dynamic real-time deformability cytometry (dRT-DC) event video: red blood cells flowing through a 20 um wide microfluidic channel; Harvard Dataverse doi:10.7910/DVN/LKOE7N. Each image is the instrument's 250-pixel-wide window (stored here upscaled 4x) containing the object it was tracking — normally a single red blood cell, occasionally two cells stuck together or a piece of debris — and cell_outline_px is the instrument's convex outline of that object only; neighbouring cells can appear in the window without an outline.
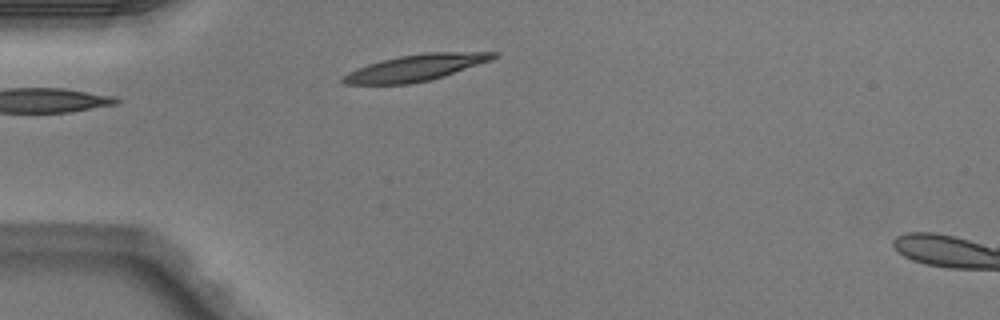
{"species": "Egyptian fruit bat (a non-hibernating species)", "species_latin": "Rousettus aegyptiacus", "temperature_condition": "warm", "stored_images_in_passage": 2, "camera_frame_rate_fps": 3000, "um_per_image_px": 0.085, "animal": {"sex": "male"}, "frame": {"image": 1, "passage_image": 2, "time_ms": 0.333, "image_size_px": [1000, 320], "cell_outline_px": [[500, 56], [492, 60], [432, 80], [408, 84], [344, 84], [340, 80], [340, 76], [356, 68], [368, 64], [400, 56], [424, 52], [500, 52]], "centroid_in_image_um": [35.35, 5.76], "position_along_channel_um": 49.6, "area_um2": 23.29}}